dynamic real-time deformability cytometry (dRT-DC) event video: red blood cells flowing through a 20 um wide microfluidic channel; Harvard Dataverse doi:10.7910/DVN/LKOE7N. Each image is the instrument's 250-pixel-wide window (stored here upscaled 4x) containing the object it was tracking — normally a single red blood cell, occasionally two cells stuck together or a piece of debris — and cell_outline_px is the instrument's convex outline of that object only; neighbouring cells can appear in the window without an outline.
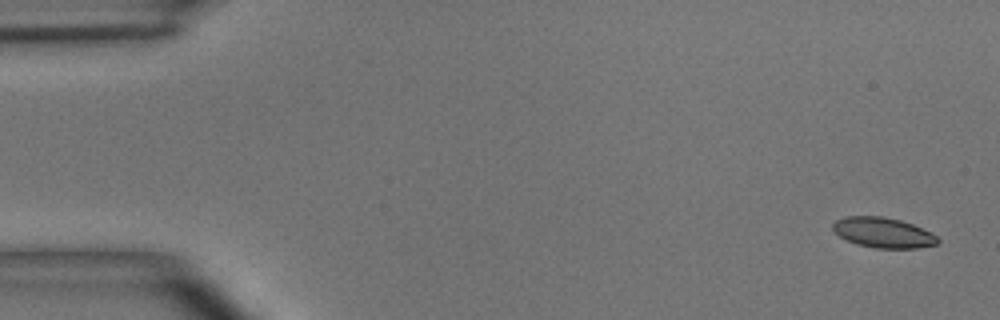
{"species": "common noctule bat (a hibernating species)", "species_latin": "Nyctalus noctula", "temperature_condition": "room temperature", "stored_images_in_passage": 6, "camera_frame_rate_fps": 3000, "um_per_image_px": 0.085, "animal": {"sex": "male", "body_mass_g": 15.6}, "frame": {"image": 1, "passage_image": 1, "time_ms": 0.0, "image_size_px": [1000, 320], "cell_outline_px": [[940, 240], [936, 244], [916, 248], [872, 248], [856, 244], [840, 236], [832, 228], [832, 224], [836, 220], [844, 216], [884, 216], [900, 220], [912, 224], [932, 232]], "centroid_in_image_um": [75.06, 19.77], "position_along_channel_um": 9.9, "area_um2": 18.5}}
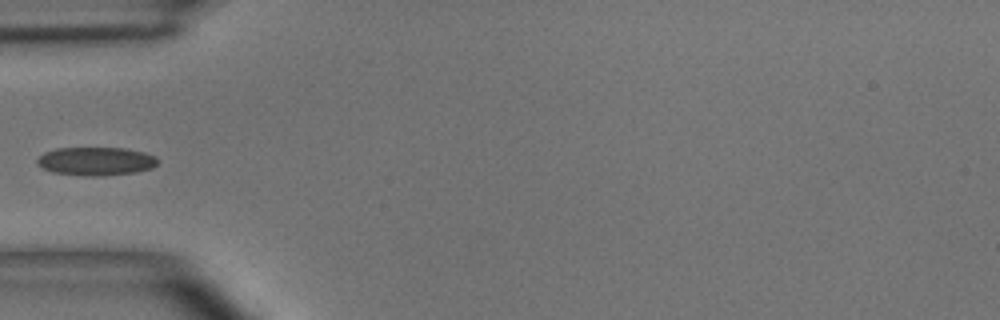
{"frame": {"image": 2, "passage_image": 5, "time_ms": 5.0, "image_size_px": [1000, 320], "cell_outline_px": [[160, 160], [152, 168], [136, 172], [104, 176], [84, 176], [52, 172], [36, 164], [36, 160], [44, 152], [56, 148], [124, 148], [144, 152], [156, 156]], "centroid_in_image_um": [8.17, 13.71], "position_along_channel_um": 76.8, "area_um2": 20.11}}
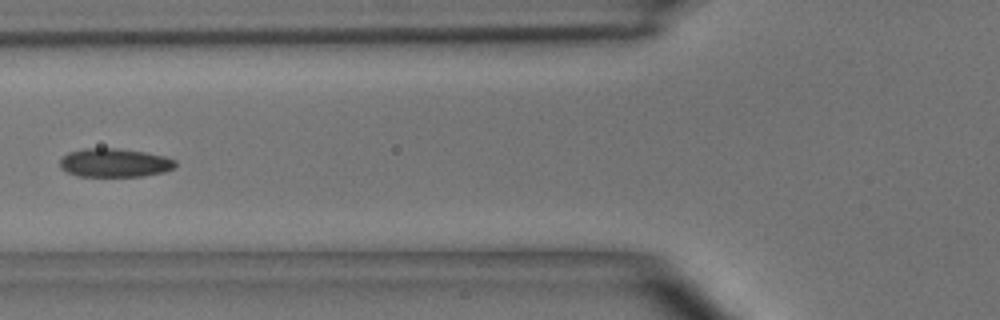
{"frame": {"image": 3, "passage_image": 6, "time_ms": 6.0, "image_size_px": [1000, 320], "cell_outline_px": [[176, 168], [164, 172], [144, 176], [76, 176], [60, 168], [60, 160], [68, 152], [84, 148], [120, 148], [144, 152], [164, 156], [176, 160]], "centroid_in_image_um": [9.76, 13.83], "position_along_channel_um": 116.0, "area_um2": 19.42}}